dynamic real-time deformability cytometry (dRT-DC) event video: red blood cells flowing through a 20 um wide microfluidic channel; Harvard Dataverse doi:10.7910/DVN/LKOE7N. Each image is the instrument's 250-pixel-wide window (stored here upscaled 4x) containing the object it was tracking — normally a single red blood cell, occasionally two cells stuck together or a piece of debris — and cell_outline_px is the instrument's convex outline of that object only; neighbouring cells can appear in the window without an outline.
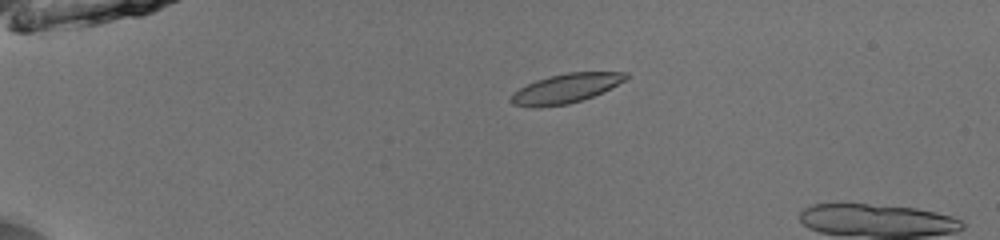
{"species": "common noctule bat (a hibernating species)", "species_latin": "Nyctalus noctula", "temperature_condition": "room temperature", "stored_images_in_passage": 48, "camera_frame_rate_fps": 3000, "um_per_image_px": 0.085, "animal": {"sex": "male", "body_mass_g": 13.0, "forearm_length_mm": 53.1}, "frame": {"image": 1, "passage_image": 10, "time_ms": 3.0, "image_size_px": [1000, 240], "cell_outline_px": [[628, 76], [624, 80], [592, 96], [568, 104], [540, 108], [532, 108], [512, 104], [508, 100], [512, 92], [536, 80], [548, 76], [568, 72], [628, 72]], "centroid_in_image_um": [47.99, 7.53], "position_along_channel_um": 37.0, "area_um2": 19.54}}
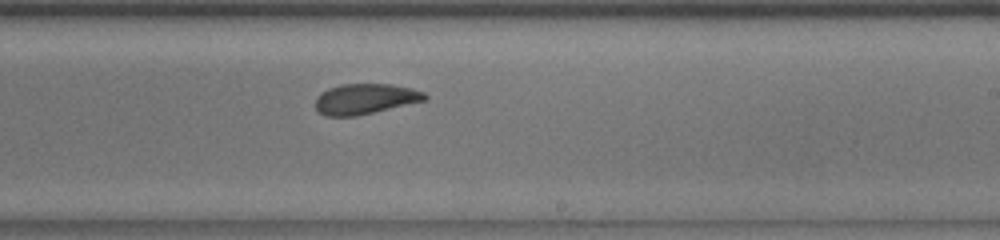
{"frame": {"image": 2, "passage_image": 31, "time_ms": 10.0, "image_size_px": [1000, 240], "cell_outline_px": [[428, 96], [424, 100], [356, 116], [328, 116], [320, 112], [316, 108], [316, 96], [320, 92], [328, 88], [340, 84], [392, 84], [412, 88], [424, 92]], "centroid_in_image_um": [31.01, 8.39], "position_along_channel_um": 258.0, "area_um2": 19.25}}
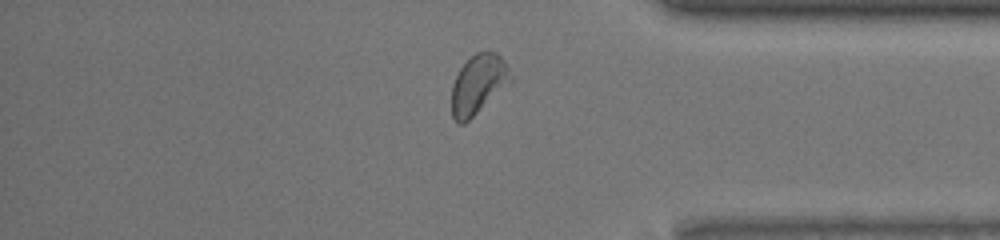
{"frame": {"image": 3, "passage_image": 42, "time_ms": 13.667, "image_size_px": [1000, 240], "cell_outline_px": [[512, 80], [464, 124], [456, 124], [452, 116], [452, 84], [460, 68], [476, 52], [496, 52], [504, 60], [512, 76]], "centroid_in_image_um": [40.63, 7.17], "position_along_channel_um": 394.6, "area_um2": 20.0}}